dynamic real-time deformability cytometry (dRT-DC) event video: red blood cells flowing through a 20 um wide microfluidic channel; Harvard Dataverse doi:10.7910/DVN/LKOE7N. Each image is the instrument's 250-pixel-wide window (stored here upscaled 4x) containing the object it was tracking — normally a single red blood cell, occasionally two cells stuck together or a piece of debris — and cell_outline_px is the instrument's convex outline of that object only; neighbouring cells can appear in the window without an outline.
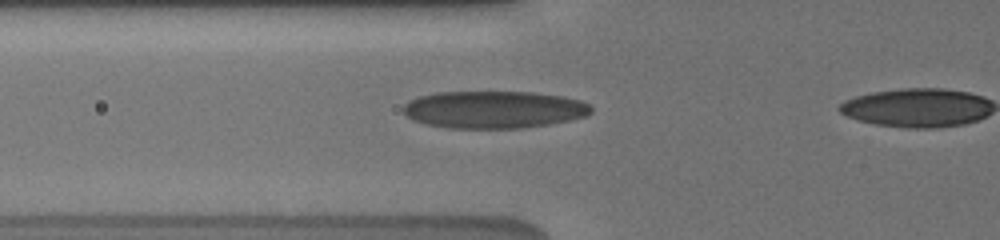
{"species": "human", "species_latin": "Homo sapiens", "temperature_condition": "cold", "stored_images_in_passage": 34, "camera_frame_rate_fps": 3000, "um_per_image_px": 0.085, "donor": {"sex": "male"}, "frame": {"image": 1, "passage_image": 2, "time_ms": 0.333, "image_size_px": [1000, 240], "cell_outline_px": [[592, 112], [588, 116], [548, 124], [520, 128], [448, 128], [428, 124], [412, 120], [404, 112], [404, 104], [408, 100], [420, 96], [436, 92], [536, 92], [564, 96], [580, 100], [588, 104], [592, 108]], "centroid_in_image_um": [41.99, 9.3], "position_along_channel_um": 83.8, "area_um2": 40.98}}
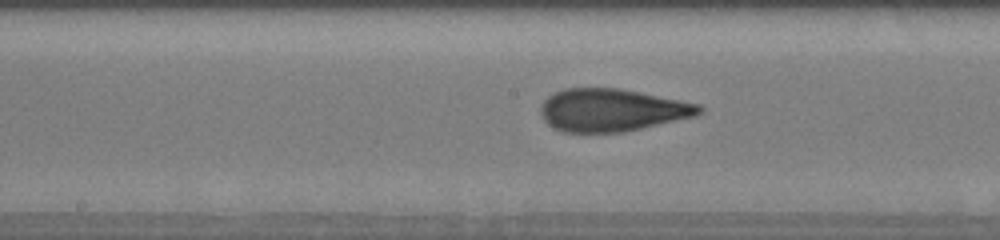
{"frame": {"image": 2, "passage_image": 14, "time_ms": 3.333, "image_size_px": [1000, 240], "cell_outline_px": [[704, 108], [696, 116], [624, 132], [564, 132], [552, 128], [540, 116], [540, 108], [544, 100], [548, 96], [564, 88], [620, 88], [700, 104]], "centroid_in_image_um": [51.99, 9.36], "position_along_channel_um": 196.2, "area_um2": 39.42}}
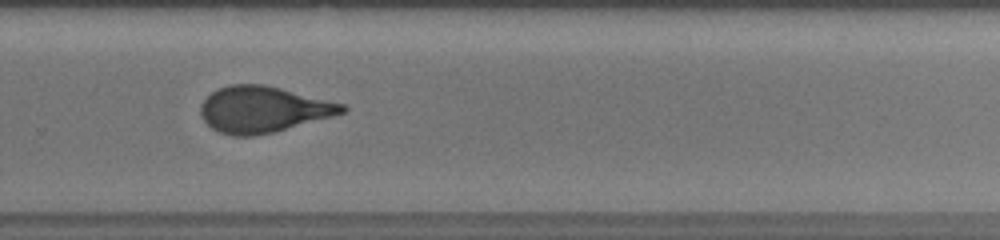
{"frame": {"image": 3, "passage_image": 21, "time_ms": 6.333, "image_size_px": [1000, 240], "cell_outline_px": [[348, 112], [272, 132], [252, 136], [232, 136], [220, 132], [212, 128], [204, 120], [200, 112], [200, 104], [216, 88], [228, 84], [264, 84], [348, 104]], "centroid_in_image_um": [22.39, 9.28], "position_along_channel_um": 307.4, "area_um2": 38.21}}